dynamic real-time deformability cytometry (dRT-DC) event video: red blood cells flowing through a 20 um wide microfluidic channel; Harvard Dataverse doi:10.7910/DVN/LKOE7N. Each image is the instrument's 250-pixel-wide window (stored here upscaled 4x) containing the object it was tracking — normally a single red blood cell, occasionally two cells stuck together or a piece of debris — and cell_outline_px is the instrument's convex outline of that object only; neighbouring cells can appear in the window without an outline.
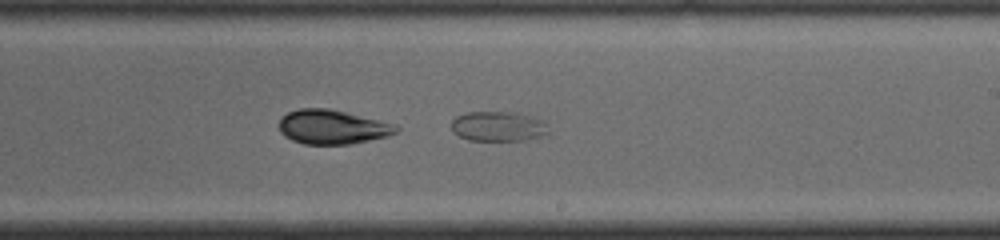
{"species": "common noctule bat (a hibernating species)", "species_latin": "Nyctalus noctula", "temperature_condition": "cold", "stored_images_in_passage": 38, "camera_frame_rate_fps": 3000, "um_per_image_px": 0.085, "animal": {"sex": "male", "body_mass_g": 19.0, "forearm_length_mm": 50.8}, "frame": {"image": 1, "passage_image": 27, "time_ms": 8.667, "image_size_px": [1000, 240], "cell_outline_px": [[548, 132], [524, 140], [468, 140], [452, 132], [452, 120], [456, 116], [468, 112], [508, 112], [528, 116], [540, 120]], "centroid_in_image_um": [42.22, 10.74], "position_along_channel_um": 246.8, "area_um2": 16.3}}